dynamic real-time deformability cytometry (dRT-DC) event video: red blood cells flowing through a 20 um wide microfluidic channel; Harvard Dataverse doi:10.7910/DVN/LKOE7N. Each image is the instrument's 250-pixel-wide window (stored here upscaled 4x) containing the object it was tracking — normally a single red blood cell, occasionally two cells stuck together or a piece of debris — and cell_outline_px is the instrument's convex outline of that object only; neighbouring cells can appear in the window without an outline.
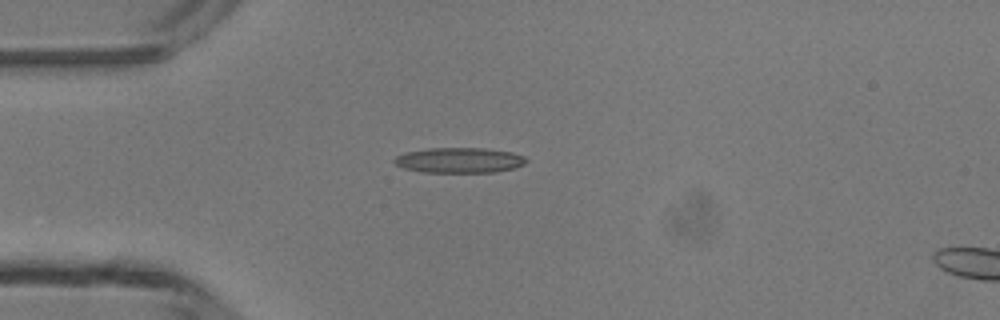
{"species": "common noctule bat (a hibernating species)", "species_latin": "Nyctalus noctula", "temperature_condition": "room temperature", "stored_images_in_passage": 4, "camera_frame_rate_fps": 3000, "um_per_image_px": 0.085, "animal": {"sex": "male", "body_mass_g": 13.3}, "frame": {"image": 1, "passage_image": 3, "time_ms": 2.333, "image_size_px": [1000, 320], "cell_outline_px": [[528, 160], [524, 164], [516, 168], [496, 172], [420, 172], [404, 168], [396, 164], [392, 160], [396, 156], [404, 152], [428, 148], [484, 148], [512, 152], [524, 156]], "centroid_in_image_um": [39.04, 13.62], "position_along_channel_um": 46.0, "area_um2": 19.59}}